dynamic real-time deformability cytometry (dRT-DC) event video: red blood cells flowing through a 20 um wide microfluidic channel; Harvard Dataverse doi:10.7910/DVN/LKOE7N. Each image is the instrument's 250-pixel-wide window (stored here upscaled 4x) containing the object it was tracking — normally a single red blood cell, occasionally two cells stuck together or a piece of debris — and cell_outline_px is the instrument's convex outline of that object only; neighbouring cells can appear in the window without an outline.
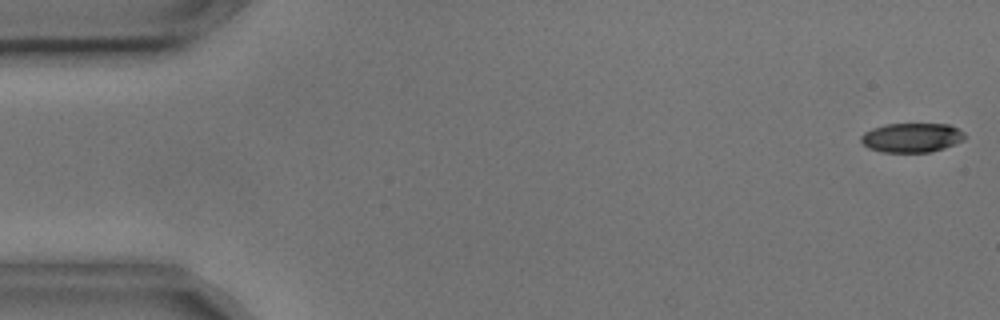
{"species": "common noctule bat (a hibernating species)", "species_latin": "Nyctalus noctula", "temperature_condition": "cold", "stored_images_in_passage": 7, "camera_frame_rate_fps": 3000, "um_per_image_px": 0.085, "animal": {"sex": "male", "body_mass_g": 17.9, "forearm_length_mm": 54.2}, "frame": {"image": 1, "passage_image": 1, "time_ms": 0.0, "image_size_px": [1000, 320], "cell_outline_px": [[964, 140], [944, 148], [928, 152], [880, 152], [868, 148], [860, 140], [860, 136], [864, 132], [872, 128], [884, 124], [948, 124], [964, 132]], "centroid_in_image_um": [77.46, 11.7], "position_along_channel_um": 7.5, "area_um2": 17.74}}
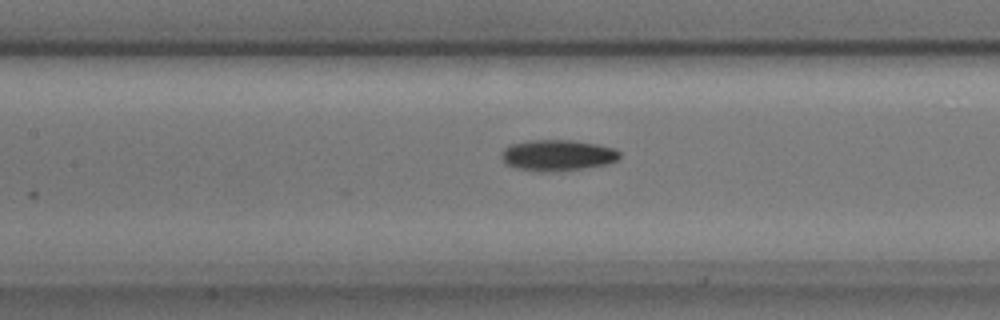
{"frame": {"image": 2, "passage_image": 7, "time_ms": 2.0, "image_size_px": [1000, 320], "cell_outline_px": [[620, 156], [616, 160], [608, 164], [584, 168], [544, 172], [516, 168], [504, 164], [500, 156], [500, 152], [504, 148], [512, 144], [532, 140], [572, 140], [596, 144], [612, 148], [620, 152]], "centroid_in_image_um": [47.34, 13.2], "position_along_channel_um": 160.1, "area_um2": 21.33}}